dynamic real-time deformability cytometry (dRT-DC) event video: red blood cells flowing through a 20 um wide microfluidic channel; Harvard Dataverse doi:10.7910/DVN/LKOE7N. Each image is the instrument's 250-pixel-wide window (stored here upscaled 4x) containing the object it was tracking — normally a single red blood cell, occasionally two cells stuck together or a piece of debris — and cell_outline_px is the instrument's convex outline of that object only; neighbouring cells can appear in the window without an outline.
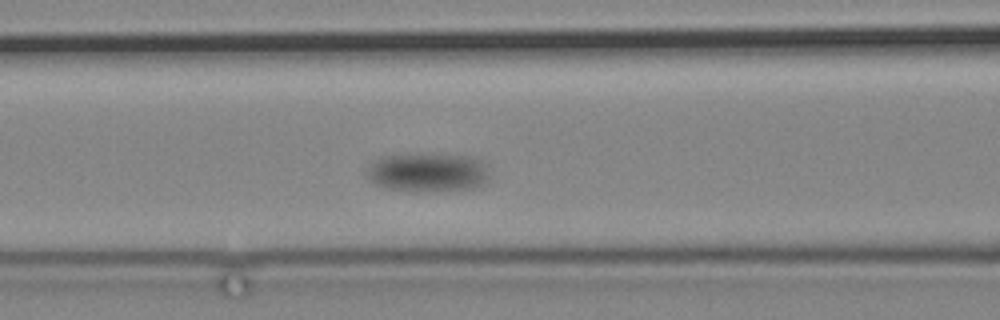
{"species": "common noctule bat (a hibernating species)", "species_latin": "Nyctalus noctula", "temperature_condition": "cold", "stored_images_in_passage": 7, "camera_frame_rate_fps": 3000, "um_per_image_px": 0.085, "animal": {"sex": "male", "body_mass_g": 19.2, "forearm_length_mm": 51.8}, "frame": {"image": 1, "passage_image": 5, "time_ms": 4.667, "image_size_px": [1000, 320], "cell_outline_px": [[488, 180], [484, 184], [472, 188], [416, 192], [384, 188], [368, 180], [368, 164], [380, 156], [416, 152], [440, 152], [472, 156], [480, 160], [484, 164], [488, 176]], "centroid_in_image_um": [36.32, 14.6], "position_along_channel_um": 130.3, "area_um2": 28.84}}
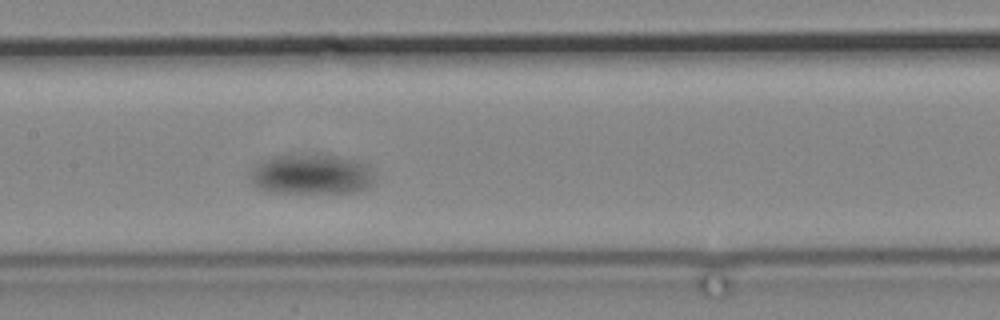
{"frame": {"image": 2, "passage_image": 7, "time_ms": 7.0, "image_size_px": [1000, 320], "cell_outline_px": [[372, 180], [368, 188], [352, 192], [268, 192], [260, 188], [252, 180], [248, 172], [260, 160], [272, 156], [340, 156], [360, 160], [368, 164]], "centroid_in_image_um": [26.44, 14.81], "position_along_channel_um": 181.0, "area_um2": 28.61}}